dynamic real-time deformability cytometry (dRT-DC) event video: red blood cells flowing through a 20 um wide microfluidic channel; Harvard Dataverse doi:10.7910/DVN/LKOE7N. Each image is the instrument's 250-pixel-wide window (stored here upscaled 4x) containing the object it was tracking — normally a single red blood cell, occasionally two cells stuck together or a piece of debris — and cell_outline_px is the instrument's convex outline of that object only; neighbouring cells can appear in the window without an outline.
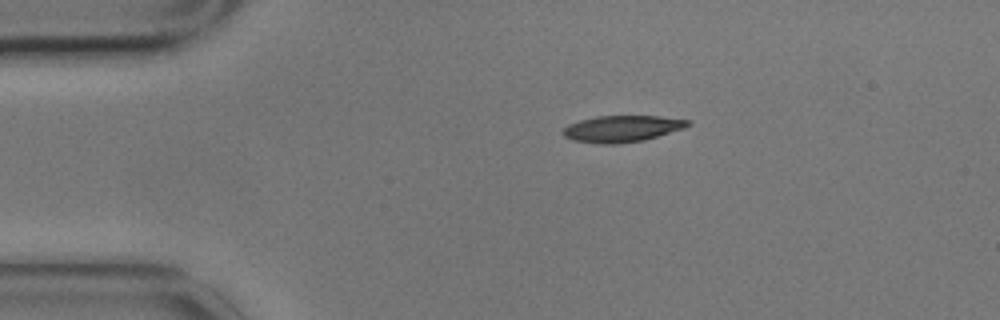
{"species": "common noctule bat (a hibernating species)", "species_latin": "Nyctalus noctula", "temperature_condition": "cold", "stored_images_in_passage": 8, "camera_frame_rate_fps": 3000, "um_per_image_px": 0.085, "animal": {"sex": "male", "body_mass_g": 17.9}, "frame": {"image": 1, "passage_image": 1, "time_ms": 0.0, "image_size_px": [1000, 320], "cell_outline_px": [[692, 124], [684, 128], [644, 140], [616, 144], [600, 144], [572, 140], [564, 136], [560, 132], [568, 124], [580, 120], [596, 116], [660, 116], [692, 120]], "centroid_in_image_um": [52.87, 10.94], "position_along_channel_um": 32.1, "area_um2": 19.42}}
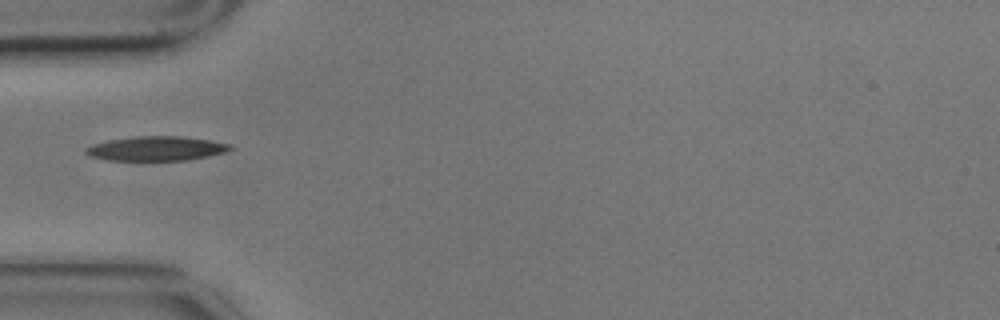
{"frame": {"image": 2, "passage_image": 3, "time_ms": 0.667, "image_size_px": [1000, 320], "cell_outline_px": [[232, 148], [224, 152], [188, 160], [104, 160], [88, 156], [84, 152], [84, 148], [92, 144], [108, 140], [136, 136], [180, 136], [208, 140], [232, 144]], "centroid_in_image_um": [13.21, 12.62], "position_along_channel_um": 71.8, "area_um2": 20.52}}